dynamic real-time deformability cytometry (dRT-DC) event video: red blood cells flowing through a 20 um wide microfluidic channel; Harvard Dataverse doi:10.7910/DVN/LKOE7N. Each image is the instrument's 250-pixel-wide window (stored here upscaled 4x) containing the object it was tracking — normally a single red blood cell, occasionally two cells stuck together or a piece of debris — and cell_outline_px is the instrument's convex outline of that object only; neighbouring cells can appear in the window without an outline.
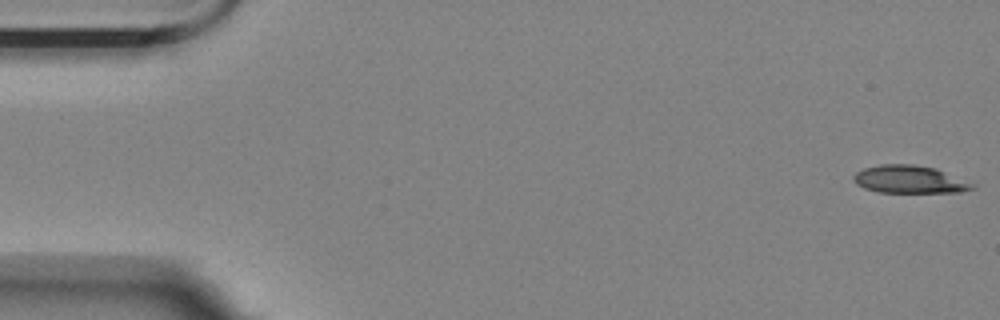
{"species": "Egyptian fruit bat (a non-hibernating species)", "species_latin": "Rousettus aegyptiacus", "temperature_condition": "room temperature", "stored_images_in_passage": 12, "camera_frame_rate_fps": 3000, "um_per_image_px": 0.085, "animal": {"sex": "female"}, "frame": {"image": 1, "passage_image": 1, "time_ms": 0.0, "image_size_px": [1000, 320], "cell_outline_px": [[972, 188], [960, 192], [880, 192], [864, 188], [856, 184], [852, 180], [852, 176], [856, 172], [864, 168], [880, 164], [912, 164], [936, 168], [972, 184]], "centroid_in_image_um": [77.21, 15.24], "position_along_channel_um": 7.8, "area_um2": 18.9}}